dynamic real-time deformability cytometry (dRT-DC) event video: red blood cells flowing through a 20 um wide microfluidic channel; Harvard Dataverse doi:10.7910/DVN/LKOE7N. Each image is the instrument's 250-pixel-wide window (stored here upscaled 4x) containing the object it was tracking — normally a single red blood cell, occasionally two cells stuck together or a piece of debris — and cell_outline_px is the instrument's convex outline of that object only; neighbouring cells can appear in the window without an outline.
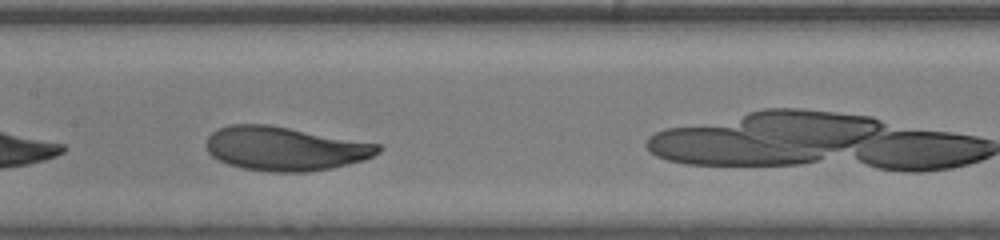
{"species": "human", "species_latin": "Homo sapiens", "temperature_condition": "room temperature", "stored_images_in_passage": 18, "camera_frame_rate_fps": 3000, "um_per_image_px": 0.085, "donor": {"sex": "male"}, "frame": {"image": 1, "passage_image": 8, "time_ms": 2.333, "image_size_px": [1000, 240], "cell_outline_px": [[384, 148], [380, 152], [364, 160], [332, 168], [308, 172], [272, 172], [240, 168], [228, 164], [212, 156], [208, 152], [204, 144], [208, 136], [216, 128], [228, 124], [268, 124], [380, 144]], "centroid_in_image_um": [24.2, 12.63], "position_along_channel_um": 183.2, "area_um2": 44.33}}